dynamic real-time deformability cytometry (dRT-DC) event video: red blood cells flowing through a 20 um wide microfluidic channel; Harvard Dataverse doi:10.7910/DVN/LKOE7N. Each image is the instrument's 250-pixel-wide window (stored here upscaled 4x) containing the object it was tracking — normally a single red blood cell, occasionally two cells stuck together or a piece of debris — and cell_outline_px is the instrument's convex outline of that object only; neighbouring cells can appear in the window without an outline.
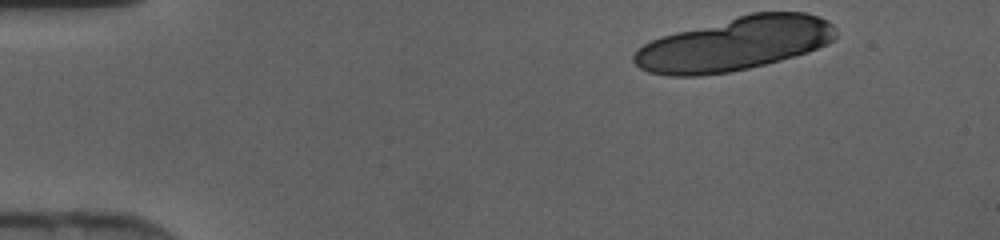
{"species": "human", "species_latin": "Homo sapiens", "temperature_condition": "cold", "stored_images_in_passage": 14, "camera_frame_rate_fps": 3000, "um_per_image_px": 0.085, "donor": {"sex": "female"}, "frame": {"image": 1, "passage_image": 1, "time_ms": 0.0, "image_size_px": [1000, 240], "cell_outline_px": [[836, 36], [828, 44], [808, 52], [780, 60], [748, 68], [728, 72], [700, 76], [668, 76], [648, 72], [640, 68], [632, 60], [632, 56], [636, 48], [660, 36], [752, 12], [804, 12], [820, 16], [828, 20], [836, 28]], "centroid_in_image_um": [62.44, 3.73], "position_along_channel_um": 22.6, "area_um2": 63.18}}